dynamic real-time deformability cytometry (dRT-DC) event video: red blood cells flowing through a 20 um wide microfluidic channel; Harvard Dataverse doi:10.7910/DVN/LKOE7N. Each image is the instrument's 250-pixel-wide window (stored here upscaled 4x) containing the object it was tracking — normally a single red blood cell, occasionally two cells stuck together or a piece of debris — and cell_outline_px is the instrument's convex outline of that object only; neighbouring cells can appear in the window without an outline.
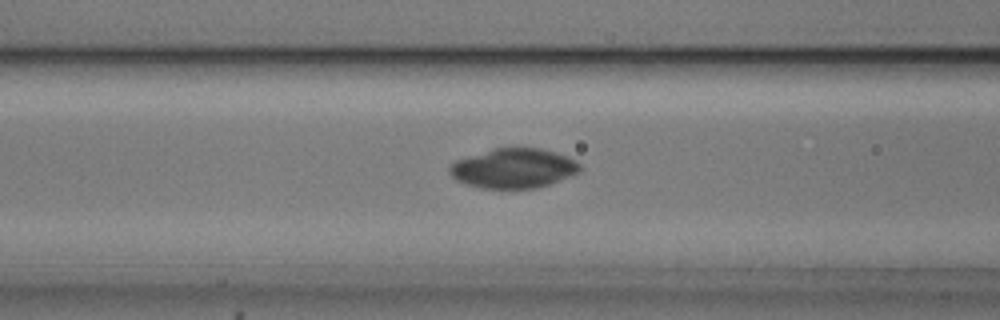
{"species": "common noctule bat (a hibernating species)", "species_latin": "Nyctalus noctula", "temperature_condition": "cold", "stored_images_in_passage": 42, "camera_frame_rate_fps": 3000, "um_per_image_px": 0.085, "animal": {"sex": "male", "body_mass_g": 20.5, "forearm_length_mm": 52.5}, "frame": {"image": 1, "passage_image": 13, "time_ms": 4.0, "image_size_px": [1000, 320], "cell_outline_px": [[580, 172], [548, 184], [536, 188], [480, 188], [464, 184], [456, 180], [448, 172], [448, 168], [456, 160], [492, 148], [540, 148], [556, 152], [568, 156], [576, 160], [580, 164]], "centroid_in_image_um": [43.63, 14.3], "position_along_channel_um": 123.0, "area_um2": 30.17}}
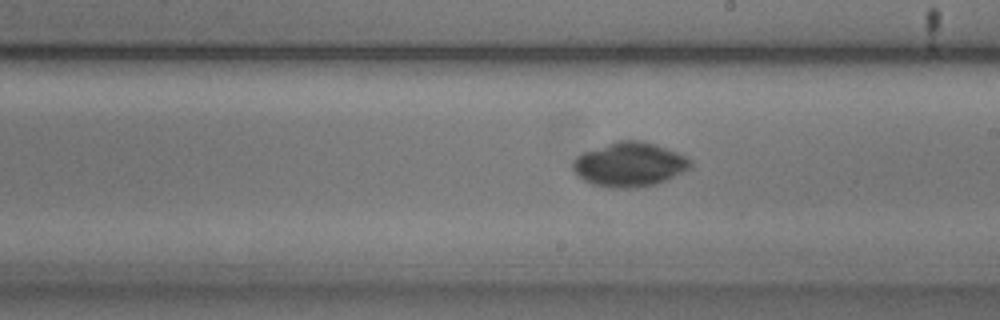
{"frame": {"image": 2, "passage_image": 22, "time_ms": 7.0, "image_size_px": [1000, 320], "cell_outline_px": [[692, 168], [656, 184], [636, 188], [608, 188], [592, 184], [584, 180], [572, 168], [572, 164], [576, 156], [584, 152], [616, 140], [640, 140], [656, 144], [676, 152], [692, 160]], "centroid_in_image_um": [53.51, 13.98], "position_along_channel_um": 235.5, "area_um2": 30.4}}
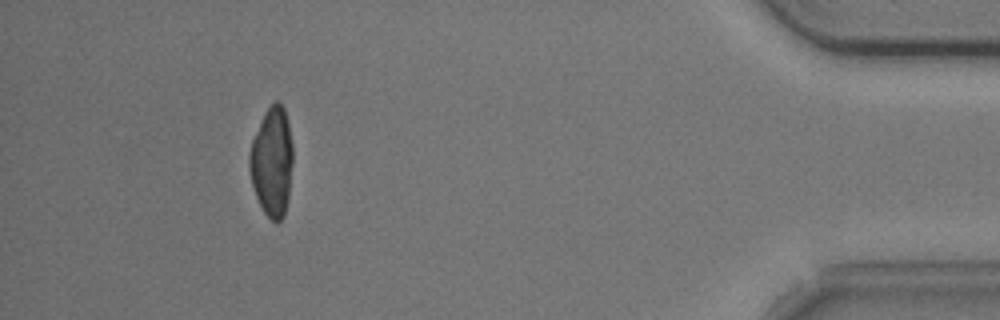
{"frame": {"image": 3, "passage_image": 41, "time_ms": 13.333, "image_size_px": [1000, 320], "cell_outline_px": [[292, 164], [288, 200], [284, 216], [276, 224], [264, 212], [256, 196], [252, 184], [248, 168], [248, 152], [252, 140], [264, 112], [276, 100], [284, 108], [288, 124], [292, 144]], "centroid_in_image_um": [23.1, 13.77], "position_along_channel_um": 412.1, "area_um2": 27.69}}